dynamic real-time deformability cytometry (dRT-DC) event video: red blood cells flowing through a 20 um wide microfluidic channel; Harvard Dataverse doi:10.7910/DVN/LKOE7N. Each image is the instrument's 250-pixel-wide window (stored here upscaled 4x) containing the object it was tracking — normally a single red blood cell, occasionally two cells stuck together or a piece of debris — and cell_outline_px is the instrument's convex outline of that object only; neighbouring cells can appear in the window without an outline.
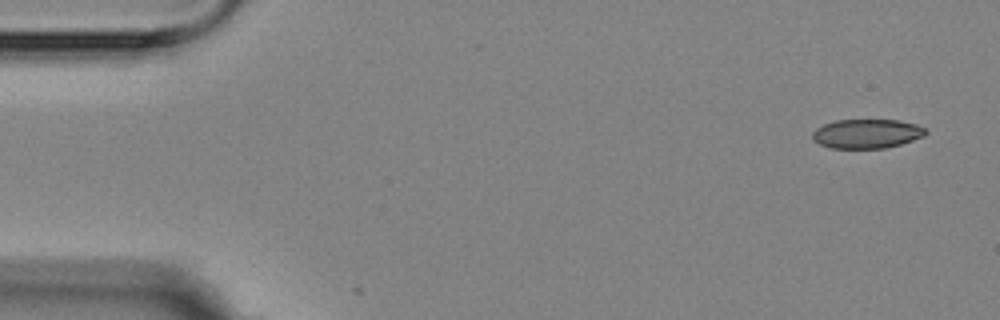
{"species": "Egyptian fruit bat (a non-hibernating species)", "species_latin": "Rousettus aegyptiacus", "temperature_condition": "room temperature", "stored_images_in_passage": 6, "camera_frame_rate_fps": 3000, "um_per_image_px": 0.085, "animal": {"sex": "female"}, "frame": {"image": 1, "passage_image": 1, "time_ms": 0.0, "image_size_px": [1000, 320], "cell_outline_px": [[928, 132], [924, 136], [900, 144], [884, 148], [832, 148], [820, 144], [812, 140], [812, 132], [816, 128], [824, 124], [836, 120], [900, 120], [916, 124], [924, 128]], "centroid_in_image_um": [73.66, 11.36], "position_along_channel_um": 11.3, "area_um2": 19.25}}
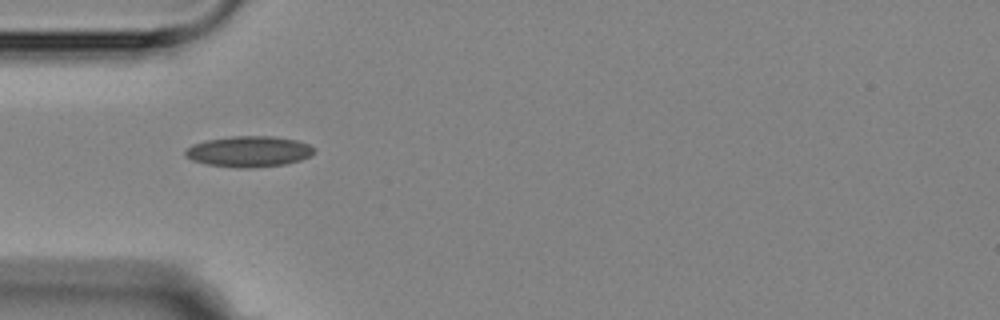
{"frame": {"image": 2, "passage_image": 5, "time_ms": 4.667, "image_size_px": [1000, 320], "cell_outline_px": [[316, 148], [312, 156], [300, 160], [284, 164], [252, 168], [236, 168], [208, 164], [192, 160], [184, 156], [184, 152], [192, 144], [204, 140], [232, 136], [272, 136], [296, 140], [308, 144]], "centroid_in_image_um": [21.16, 12.87], "position_along_channel_um": 63.8, "area_um2": 23.29}}